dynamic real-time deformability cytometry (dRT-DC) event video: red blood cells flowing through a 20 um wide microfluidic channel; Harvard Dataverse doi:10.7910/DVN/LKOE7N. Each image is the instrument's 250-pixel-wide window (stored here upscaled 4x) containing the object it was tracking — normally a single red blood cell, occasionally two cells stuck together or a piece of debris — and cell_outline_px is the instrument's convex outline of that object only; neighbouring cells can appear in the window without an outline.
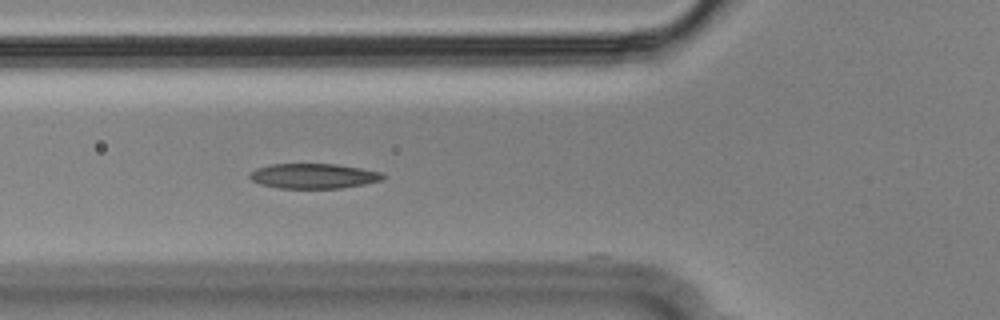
{"species": "Egyptian fruit bat (a non-hibernating species)", "species_latin": "Rousettus aegyptiacus", "temperature_condition": "cold", "stored_images_in_passage": 42, "camera_frame_rate_fps": 3000, "um_per_image_px": 0.085, "animal": {"sex": "male"}, "frame": {"image": 1, "passage_image": 10, "time_ms": 3.0, "image_size_px": [1000, 320], "cell_outline_px": [[384, 176], [380, 180], [364, 184], [340, 188], [280, 188], [260, 184], [252, 180], [248, 176], [256, 168], [268, 164], [336, 164], [360, 168], [380, 172]], "centroid_in_image_um": [26.6, 14.95], "position_along_channel_um": 99.2, "area_um2": 19.19}}
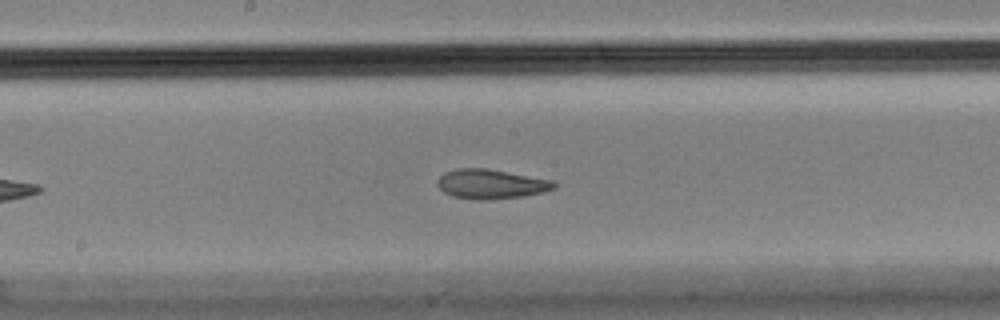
{"frame": {"image": 2, "passage_image": 19, "time_ms": 6.0, "image_size_px": [1000, 320], "cell_outline_px": [[556, 188], [540, 192], [520, 196], [484, 200], [476, 200], [452, 196], [444, 192], [436, 184], [440, 176], [444, 172], [456, 168], [484, 168], [552, 180], [556, 184]], "centroid_in_image_um": [41.67, 15.64], "position_along_channel_um": 206.5, "area_um2": 19.77}}
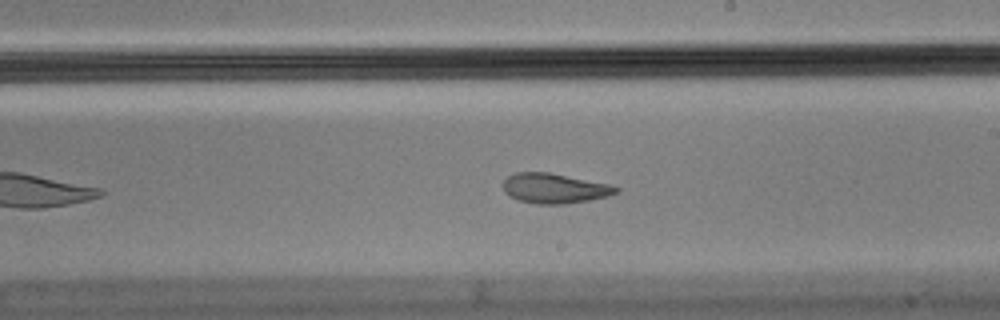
{"frame": {"image": 3, "passage_image": 22, "time_ms": 7.0, "image_size_px": [1000, 320], "cell_outline_px": [[620, 192], [608, 196], [588, 200], [564, 204], [536, 204], [520, 200], [508, 196], [504, 192], [504, 180], [508, 176], [516, 172], [548, 172], [612, 184], [620, 188]], "centroid_in_image_um": [47.16, 16.0], "position_along_channel_um": 241.8, "area_um2": 19.83}}